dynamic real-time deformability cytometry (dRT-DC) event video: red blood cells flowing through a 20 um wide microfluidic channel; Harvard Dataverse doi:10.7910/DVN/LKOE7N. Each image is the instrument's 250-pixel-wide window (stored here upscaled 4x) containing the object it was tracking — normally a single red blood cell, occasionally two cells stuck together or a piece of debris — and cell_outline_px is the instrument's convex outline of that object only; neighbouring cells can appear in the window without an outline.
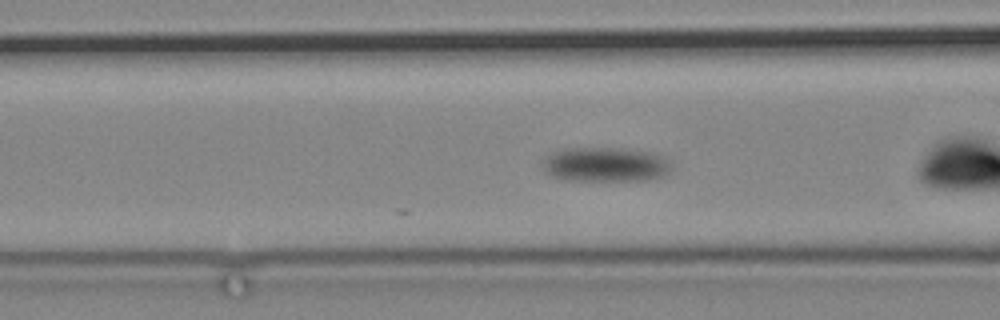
{"species": "common noctule bat (a hibernating species)", "species_latin": "Nyctalus noctula", "temperature_condition": "cold", "stored_images_in_passage": 15, "camera_frame_rate_fps": 3000, "um_per_image_px": 0.085, "animal": {"sex": "male", "body_mass_g": 19.2, "forearm_length_mm": 51.8}, "frame": {"image": 1, "passage_image": 8, "time_ms": 2.333, "image_size_px": [1000, 320], "cell_outline_px": [[672, 168], [668, 172], [660, 176], [644, 180], [564, 180], [552, 176], [544, 172], [540, 164], [540, 160], [544, 156], [560, 148], [624, 148], [648, 152], [664, 156], [672, 164]], "centroid_in_image_um": [51.37, 13.97], "position_along_channel_um": 115.2, "area_um2": 26.3}}
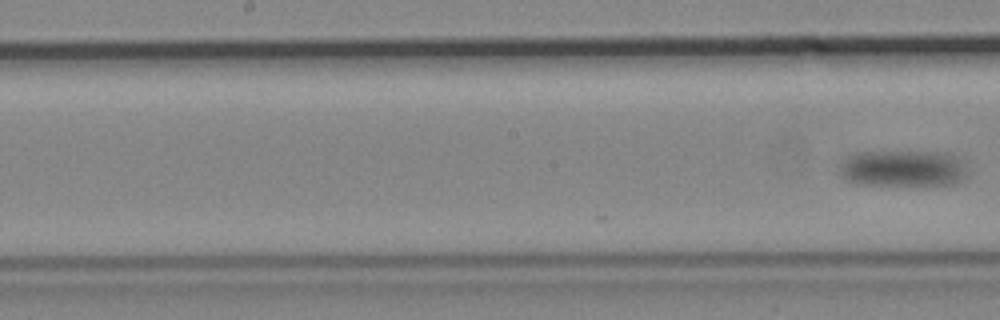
{"frame": {"image": 2, "passage_image": 15, "time_ms": 4.667, "image_size_px": [1000, 320], "cell_outline_px": [[968, 176], [952, 184], [860, 184], [848, 180], [840, 176], [840, 160], [844, 156], [852, 152], [952, 152], [960, 156], [968, 172]], "centroid_in_image_um": [76.75, 14.28], "position_along_channel_um": 171.4, "area_um2": 27.51}}